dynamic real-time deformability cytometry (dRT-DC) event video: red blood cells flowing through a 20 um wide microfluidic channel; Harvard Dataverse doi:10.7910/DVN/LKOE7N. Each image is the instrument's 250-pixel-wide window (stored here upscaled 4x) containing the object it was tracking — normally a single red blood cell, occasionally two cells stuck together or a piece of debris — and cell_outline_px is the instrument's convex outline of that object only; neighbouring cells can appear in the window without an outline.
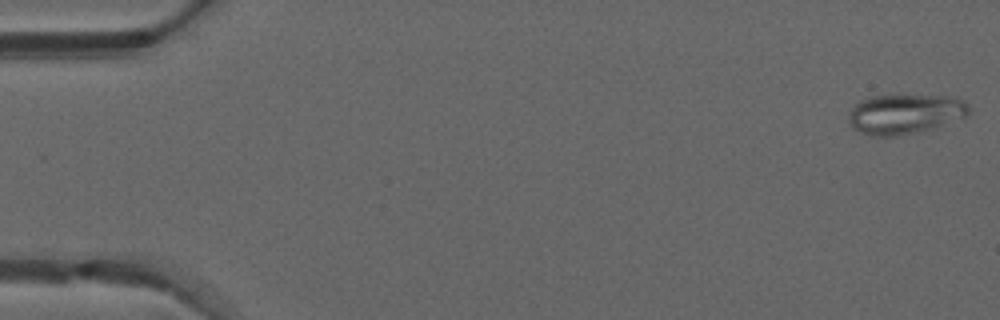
{"species": "common noctule bat (a hibernating species)", "species_latin": "Nyctalus noctula", "temperature_condition": "warm", "stored_images_in_passage": 50, "camera_frame_rate_fps": 3000, "um_per_image_px": 0.085, "animal": {"sex": "male", "forearm_length_mm": 52.5}, "frame": {"image": 1, "passage_image": 1, "time_ms": 0.0, "image_size_px": [1000, 320], "cell_outline_px": [[968, 112], [964, 116], [932, 128], [900, 136], [872, 136], [860, 132], [852, 128], [848, 120], [848, 112], [860, 100], [872, 96], [892, 92], [956, 96], [964, 100], [968, 104]], "centroid_in_image_um": [76.88, 9.62], "position_along_channel_um": 8.1, "area_um2": 28.9}}
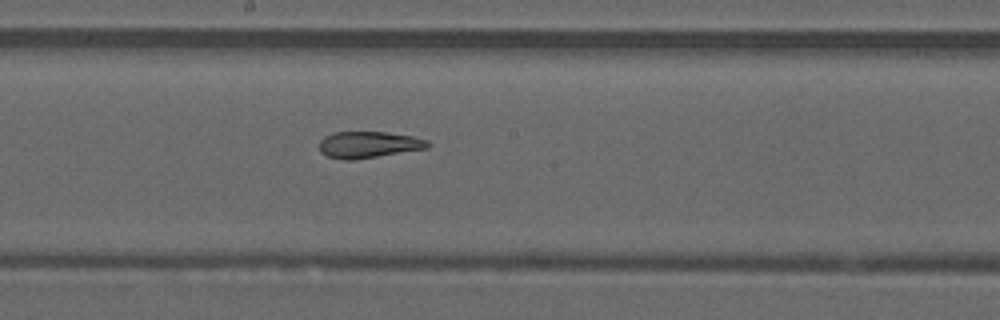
{"frame": {"image": 2, "passage_image": 27, "time_ms": 8.667, "image_size_px": [1000, 320], "cell_outline_px": [[432, 144], [428, 148], [356, 160], [344, 160], [328, 156], [320, 152], [320, 140], [324, 136], [332, 132], [384, 132], [412, 136], [428, 140]], "centroid_in_image_um": [31.34, 12.3], "position_along_channel_um": 216.9, "area_um2": 16.88}}
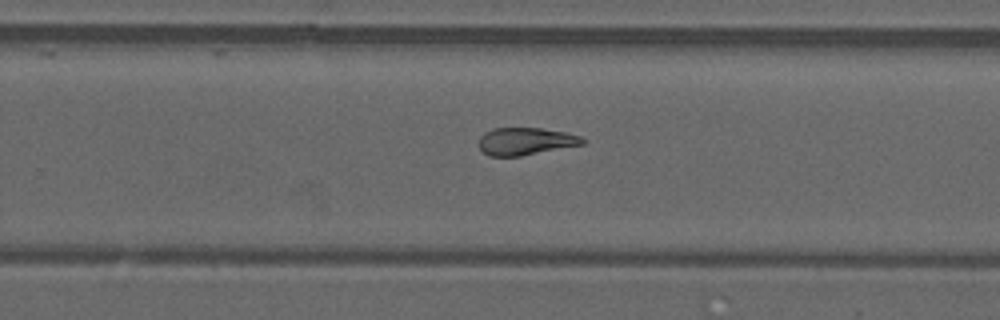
{"frame": {"image": 3, "passage_image": 32, "time_ms": 10.333, "image_size_px": [1000, 320], "cell_outline_px": [[584, 144], [520, 156], [488, 156], [480, 148], [480, 136], [484, 132], [492, 128], [540, 128], [568, 132], [580, 136], [584, 140]], "centroid_in_image_um": [44.67, 12.0], "position_along_channel_um": 285.1, "area_um2": 16.53}, "authors_computed_cell_mechanics": {"area_um2": 18.8717, "velocity_mm_per_s": 4.1237, "shape_relaxation_time_tau1_ms": null, "shape_relaxation_time_tau2_ms": 2.2634, "deformation_change_tau1": null, "deformation_change_tau2": 0.0812}}